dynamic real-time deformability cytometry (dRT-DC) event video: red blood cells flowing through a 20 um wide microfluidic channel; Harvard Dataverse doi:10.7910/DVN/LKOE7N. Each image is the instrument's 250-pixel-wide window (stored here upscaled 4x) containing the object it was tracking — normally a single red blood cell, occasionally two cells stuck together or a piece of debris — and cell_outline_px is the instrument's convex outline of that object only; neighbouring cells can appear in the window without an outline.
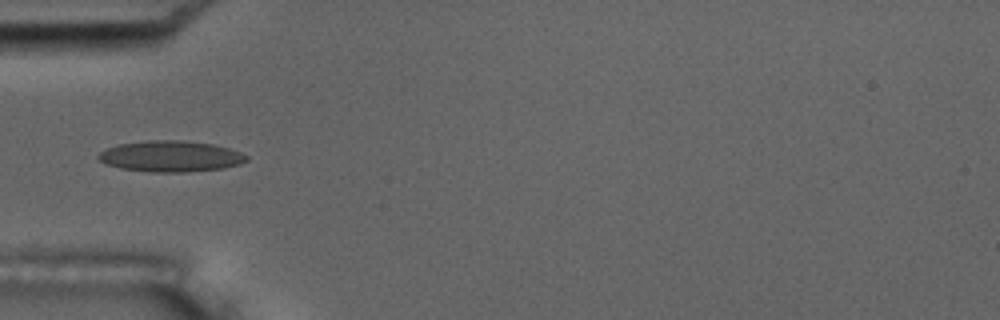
{"species": "common noctule bat (a hibernating species)", "species_latin": "Nyctalus noctula", "temperature_condition": "room temperature", "stored_images_in_passage": 16, "camera_frame_rate_fps": 3000, "um_per_image_px": 0.085, "animal": {"sex": "male", "body_mass_g": 17.5, "forearm_length_mm": 52.3}, "frame": {"image": 1, "passage_image": 5, "time_ms": 4.667, "image_size_px": [1000, 320], "cell_outline_px": [[248, 160], [240, 164], [224, 168], [188, 172], [152, 172], [120, 168], [108, 164], [100, 160], [96, 156], [104, 148], [120, 144], [148, 140], [180, 140], [212, 144], [228, 148], [240, 152], [248, 156]], "centroid_in_image_um": [14.51, 13.28], "position_along_channel_um": 70.5, "area_um2": 26.76}}
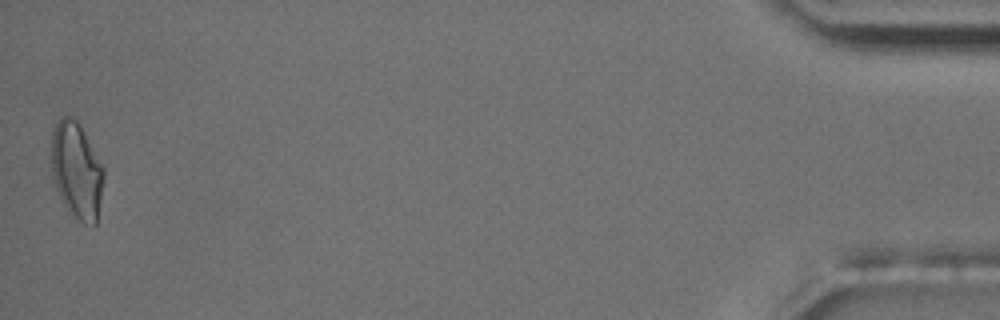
{"frame": {"image": 2, "passage_image": 16, "time_ms": 17.333, "image_size_px": [1000, 320], "cell_outline_px": [[104, 180], [96, 224], [84, 224], [68, 212], [56, 188], [52, 172], [52, 132], [60, 116], [72, 116], [80, 124], [104, 168]], "centroid_in_image_um": [6.52, 14.49], "position_along_channel_um": 428.7, "area_um2": 29.36}, "authors_computed_cell_mechanics": {"area_um2": 24.1315, "velocity_mm_per_s": 3.5517, "shape_relaxation_time_tau1_ms": null, "shape_relaxation_time_tau2_ms": 1.8255, "deformation_change_tau1": null, "deformation_change_tau2": 0.0847}}